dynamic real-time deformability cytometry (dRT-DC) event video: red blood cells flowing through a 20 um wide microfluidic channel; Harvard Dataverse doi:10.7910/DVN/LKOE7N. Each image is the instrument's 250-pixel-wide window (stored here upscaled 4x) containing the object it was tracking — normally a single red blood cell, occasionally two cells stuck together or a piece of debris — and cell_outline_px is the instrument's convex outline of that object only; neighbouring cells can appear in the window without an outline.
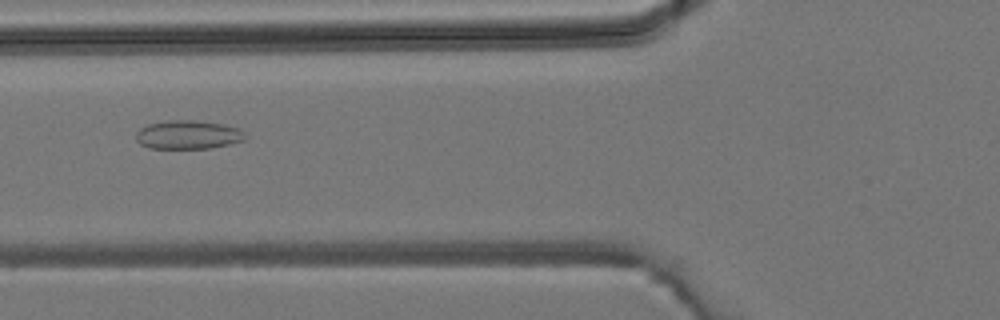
{"species": "common noctule bat (a hibernating species)", "species_latin": "Nyctalus noctula", "temperature_condition": "room temperature", "stored_images_in_passage": 43, "camera_frame_rate_fps": 3000, "um_per_image_px": 0.085, "animal": {"sex": "male", "body_mass_g": 19.2, "forearm_length_mm": 51.8}, "frame": {"image": 1, "passage_image": 15, "time_ms": 4.667, "image_size_px": [1000, 320], "cell_outline_px": [[244, 140], [228, 144], [208, 148], [148, 148], [140, 144], [136, 140], [136, 132], [140, 128], [148, 124], [168, 120], [196, 120], [224, 124], [240, 128], [244, 132]], "centroid_in_image_um": [15.96, 11.44], "position_along_channel_um": 109.8, "area_um2": 18.26}}
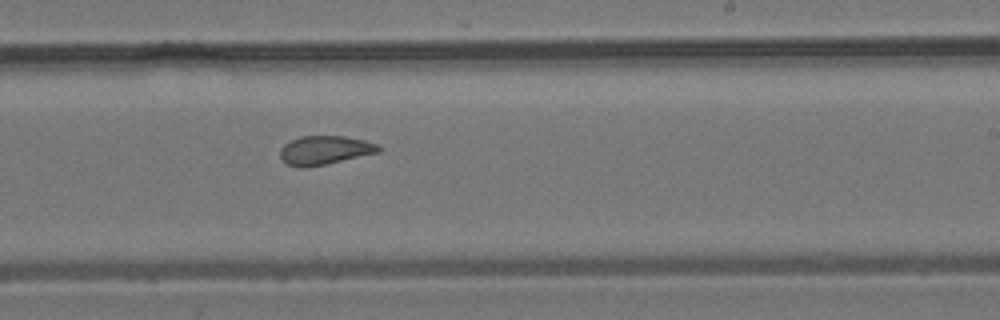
{"frame": {"image": 2, "passage_image": 25, "time_ms": 8.0, "image_size_px": [1000, 320], "cell_outline_px": [[380, 152], [324, 164], [304, 168], [300, 168], [288, 164], [280, 156], [280, 148], [284, 144], [300, 136], [344, 136], [364, 140], [376, 144], [380, 148]], "centroid_in_image_um": [27.58, 12.76], "position_along_channel_um": 261.4, "area_um2": 16.3}}
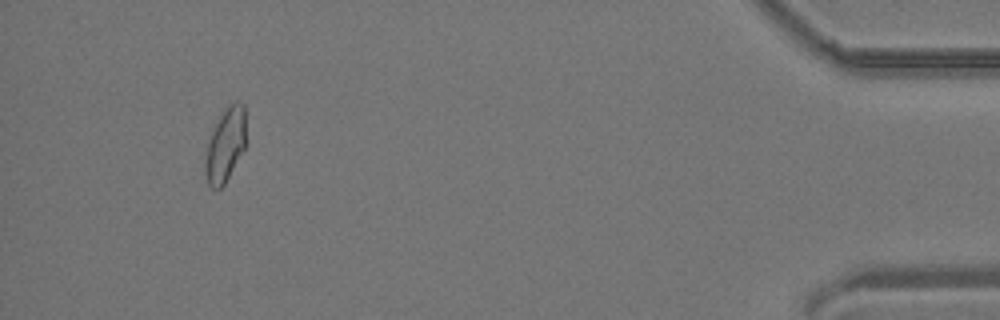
{"frame": {"image": 3, "passage_image": 40, "time_ms": 13.0, "image_size_px": [1000, 320], "cell_outline_px": [[244, 148], [224, 184], [220, 188], [212, 188], [208, 184], [204, 168], [204, 164], [208, 140], [220, 116], [228, 104], [236, 100], [240, 100], [244, 104]], "centroid_in_image_um": [19.13, 12.3], "position_along_channel_um": 416.1, "area_um2": 17.11}}